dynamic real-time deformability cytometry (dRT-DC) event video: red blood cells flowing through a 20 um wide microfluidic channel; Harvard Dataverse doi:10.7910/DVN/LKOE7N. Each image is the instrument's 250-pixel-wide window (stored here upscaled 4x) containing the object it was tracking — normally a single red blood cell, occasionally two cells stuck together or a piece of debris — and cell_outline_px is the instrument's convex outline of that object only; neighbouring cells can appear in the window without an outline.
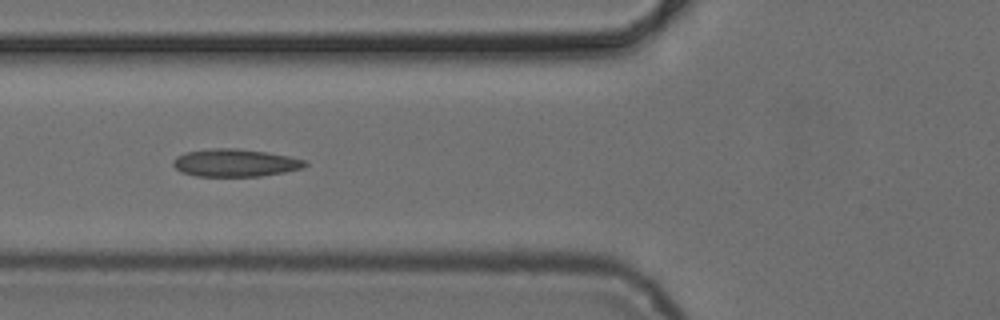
{"species": "common noctule bat (a hibernating species)", "species_latin": "Nyctalus noctula", "temperature_condition": "cold", "stored_images_in_passage": 7, "camera_frame_rate_fps": 3000, "um_per_image_px": 0.085, "animal": {"sex": "female", "body_mass_g": 24.6, "forearm_length_mm": 56.2}, "frame": {"image": 1, "passage_image": 4, "time_ms": 6.0, "image_size_px": [1000, 320], "cell_outline_px": [[308, 164], [304, 168], [284, 172], [260, 176], [196, 176], [180, 172], [172, 164], [172, 160], [176, 156], [184, 152], [208, 148], [236, 148], [268, 152], [308, 160]], "centroid_in_image_um": [19.98, 13.83], "position_along_channel_um": 105.8, "area_um2": 21.56}}
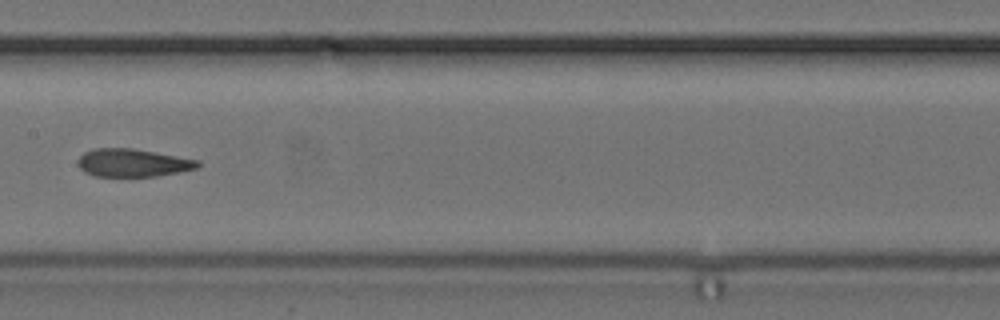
{"frame": {"image": 2, "passage_image": 6, "time_ms": 8.333, "image_size_px": [1000, 320], "cell_outline_px": [[200, 164], [196, 168], [180, 172], [156, 176], [92, 176], [84, 172], [80, 168], [76, 160], [84, 152], [92, 148], [132, 148], [200, 160]], "centroid_in_image_um": [11.25, 13.83], "position_along_channel_um": 196.2, "area_um2": 19.59}}
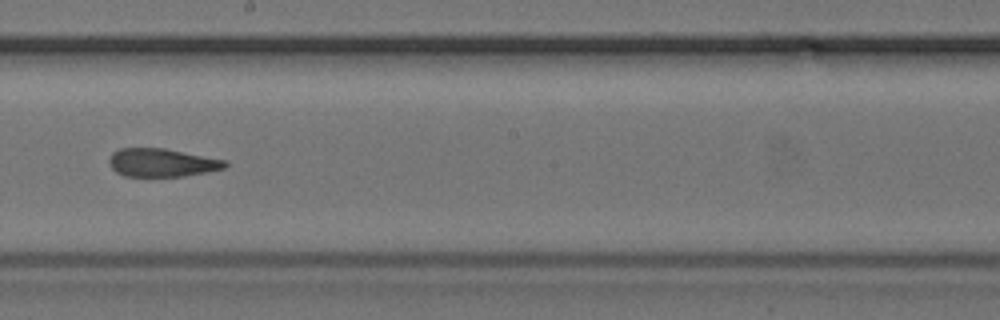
{"frame": {"image": 3, "passage_image": 7, "time_ms": 9.333, "image_size_px": [1000, 320], "cell_outline_px": [[228, 164], [224, 168], [184, 176], [124, 176], [116, 172], [108, 164], [108, 160], [112, 152], [120, 148], [164, 148], [228, 160]], "centroid_in_image_um": [13.74, 13.81], "position_along_channel_um": 234.5, "area_um2": 19.13}}